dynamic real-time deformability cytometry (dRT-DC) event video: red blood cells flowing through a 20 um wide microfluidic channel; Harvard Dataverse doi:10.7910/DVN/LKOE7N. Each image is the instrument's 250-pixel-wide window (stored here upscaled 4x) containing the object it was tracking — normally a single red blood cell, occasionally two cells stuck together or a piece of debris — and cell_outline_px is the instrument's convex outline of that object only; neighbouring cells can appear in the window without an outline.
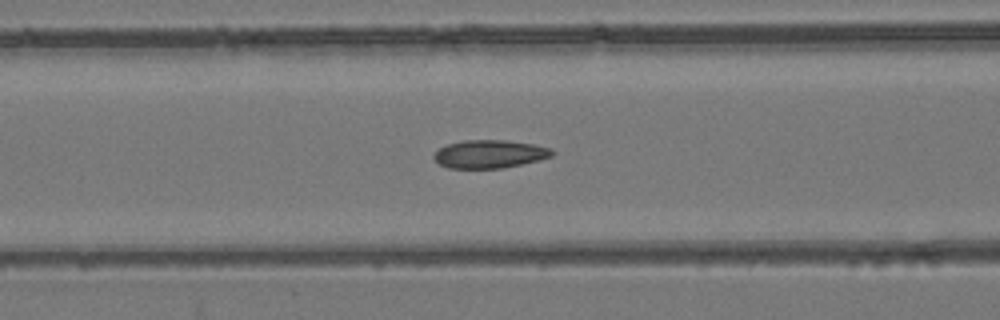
{"species": "common noctule bat (a hibernating species)", "species_latin": "Nyctalus noctula", "temperature_condition": "room temperature", "stored_images_in_passage": 39, "camera_frame_rate_fps": 3000, "um_per_image_px": 0.085, "animal": {"sex": "female", "body_mass_g": 24.6, "forearm_length_mm": 56.2}, "frame": {"image": 1, "passage_image": 12, "time_ms": 3.667, "image_size_px": [1000, 320], "cell_outline_px": [[556, 152], [552, 156], [504, 168], [448, 168], [440, 164], [432, 156], [440, 148], [448, 144], [464, 140], [504, 140], [532, 144], [552, 148]], "centroid_in_image_um": [41.62, 13.09], "position_along_channel_um": 125.0, "area_um2": 19.19}}
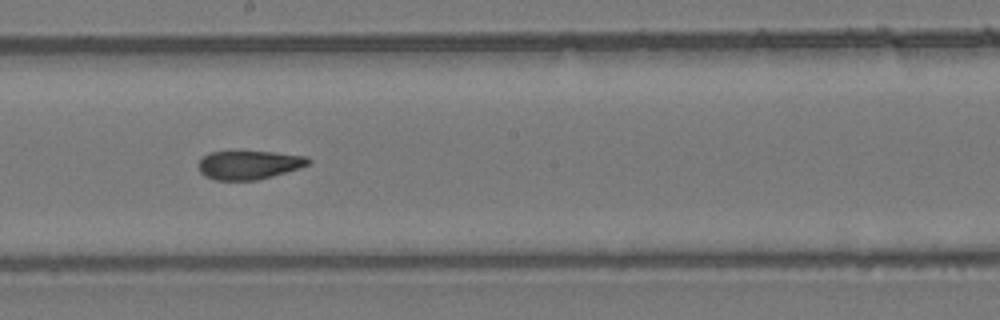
{"frame": {"image": 2, "passage_image": 20, "time_ms": 6.333, "image_size_px": [1000, 320], "cell_outline_px": [[312, 160], [308, 164], [300, 168], [272, 176], [256, 180], [216, 180], [204, 176], [200, 172], [200, 160], [208, 152], [276, 152], [308, 156]], "centroid_in_image_um": [21.2, 14.01], "position_along_channel_um": 227.0, "area_um2": 18.26}}
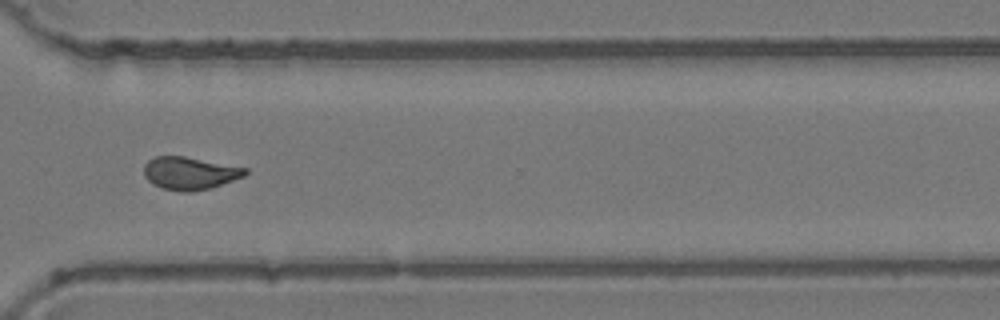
{"frame": {"image": 3, "passage_image": 30, "time_ms": 9.667, "image_size_px": [1000, 320], "cell_outline_px": [[248, 172], [244, 176], [208, 188], [192, 192], [184, 192], [164, 188], [152, 184], [144, 176], [144, 164], [148, 160], [156, 156], [184, 156], [248, 168]], "centroid_in_image_um": [16.1, 14.71], "position_along_channel_um": 354.5, "area_um2": 19.13}, "authors_computed_cell_mechanics": {"area_um2": 19.363, "velocity_mm_per_s": 3.8271, "shape_relaxation_time_tau1_ms": null, "shape_relaxation_time_tau2_ms": 2.1608, "deformation_change_tau1": null, "deformation_change_tau2": 0.0945}}